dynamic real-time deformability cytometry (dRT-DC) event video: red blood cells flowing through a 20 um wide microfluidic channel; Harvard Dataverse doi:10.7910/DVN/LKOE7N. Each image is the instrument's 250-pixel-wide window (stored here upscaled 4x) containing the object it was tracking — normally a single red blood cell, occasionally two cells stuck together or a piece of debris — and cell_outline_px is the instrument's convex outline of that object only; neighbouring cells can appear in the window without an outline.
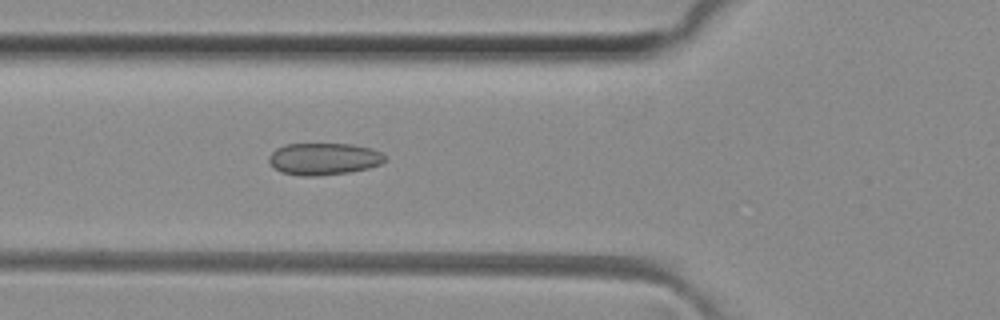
{"species": "common noctule bat (a hibernating species)", "species_latin": "Nyctalus noctula", "temperature_condition": "room temperature", "stored_images_in_passage": 50, "camera_frame_rate_fps": 3000, "um_per_image_px": 0.085, "animal": {"sex": "female", "body_mass_g": 29.2, "forearm_length_mm": 56.3}, "frame": {"image": 1, "passage_image": 18, "time_ms": 5.667, "image_size_px": [1000, 320], "cell_outline_px": [[388, 160], [380, 164], [368, 168], [348, 172], [316, 176], [300, 176], [280, 172], [268, 160], [268, 156], [276, 148], [284, 144], [352, 144], [372, 148], [388, 156]], "centroid_in_image_um": [27.55, 13.5], "position_along_channel_um": 98.3, "area_um2": 21.79}}
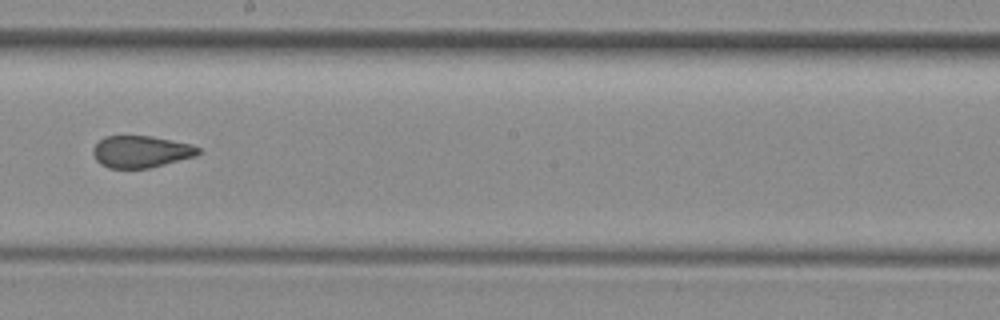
{"frame": {"image": 2, "passage_image": 28, "time_ms": 9.0, "image_size_px": [1000, 320], "cell_outline_px": [[204, 152], [196, 156], [148, 168], [108, 168], [100, 164], [96, 160], [92, 152], [92, 148], [104, 136], [152, 136], [192, 144], [200, 148]], "centroid_in_image_um": [12.0, 12.89], "position_along_channel_um": 236.2, "area_um2": 19.71}}
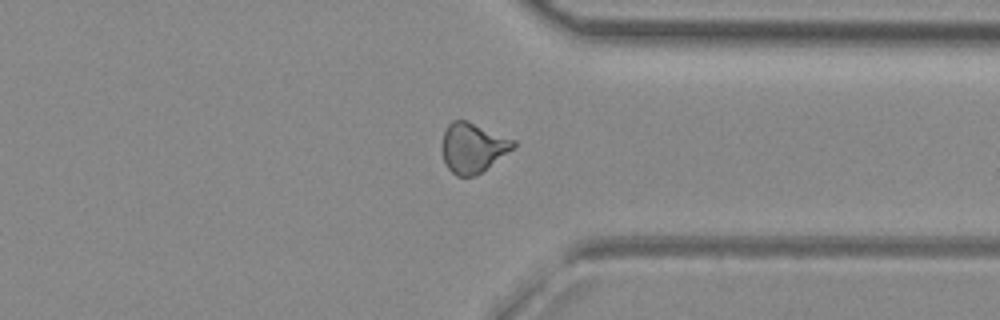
{"frame": {"image": 3, "passage_image": 38, "time_ms": 12.333, "image_size_px": [1000, 320], "cell_outline_px": [[516, 144], [512, 148], [476, 176], [456, 176], [448, 168], [444, 160], [440, 148], [444, 132], [448, 124], [452, 120], [468, 120], [516, 140]], "centroid_in_image_um": [40.15, 12.53], "position_along_channel_um": 371.3, "area_um2": 20.69}, "authors_computed_cell_mechanics": {"area_um2": 20.9236, "velocity_mm_per_s": 4.1382, "shape_relaxation_time_tau1_ms": null, "shape_relaxation_time_tau2_ms": 1.3714, "deformation_change_tau1": null, "deformation_change_tau2": 0.0875}}